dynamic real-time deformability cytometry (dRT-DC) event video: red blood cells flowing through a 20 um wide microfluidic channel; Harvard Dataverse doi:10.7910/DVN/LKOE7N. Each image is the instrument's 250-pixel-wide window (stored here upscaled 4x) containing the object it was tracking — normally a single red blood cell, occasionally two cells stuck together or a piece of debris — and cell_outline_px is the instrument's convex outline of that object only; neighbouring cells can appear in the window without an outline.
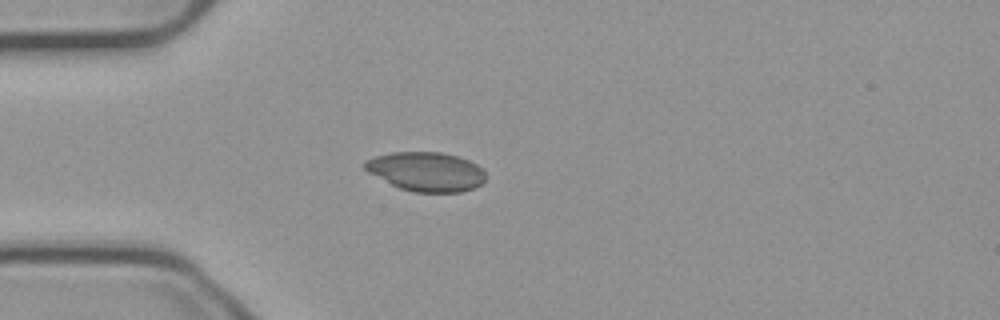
{"species": "common noctule bat (a hibernating species)", "species_latin": "Nyctalus noctula", "temperature_condition": "cold", "stored_images_in_passage": 41, "camera_frame_rate_fps": 3000, "um_per_image_px": 0.085, "animal": {"sex": "male", "body_mass_g": 23.1, "forearm_length_mm": 52.7}, "frame": {"image": 1, "passage_image": 1, "time_ms": 0.0, "image_size_px": [1000, 320], "cell_outline_px": [[484, 180], [476, 188], [460, 192], [412, 192], [400, 188], [368, 172], [364, 168], [364, 160], [376, 156], [392, 152], [444, 152], [468, 160], [484, 168]], "centroid_in_image_um": [36.24, 14.58], "position_along_channel_um": 48.8, "area_um2": 27.57}}
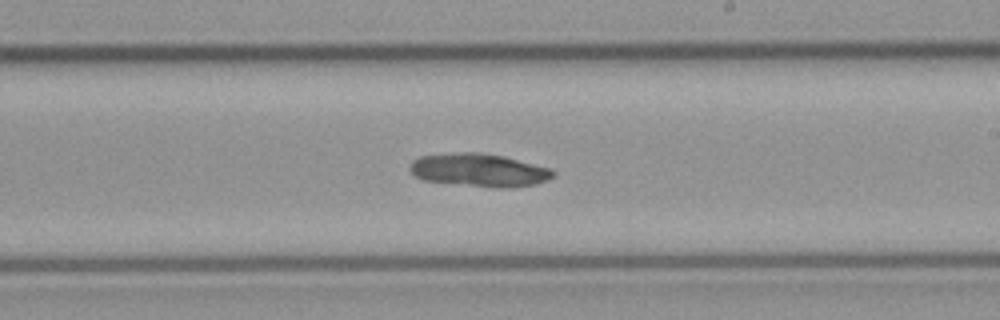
{"frame": {"image": 2, "passage_image": 18, "time_ms": 5.667, "image_size_px": [1000, 320], "cell_outline_px": [[556, 176], [548, 180], [536, 184], [512, 188], [496, 188], [424, 180], [416, 176], [408, 168], [412, 160], [420, 156], [460, 152], [480, 152], [504, 156], [552, 168], [556, 172]], "centroid_in_image_um": [40.79, 14.46], "position_along_channel_um": 248.2, "area_um2": 27.86}}
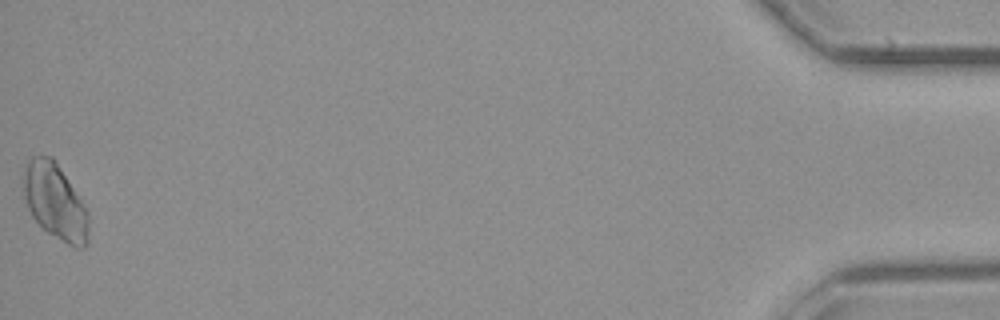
{"frame": {"image": 3, "passage_image": 41, "time_ms": 13.333, "image_size_px": [1000, 320], "cell_outline_px": [[88, 244], [84, 248], [76, 248], [68, 244], [48, 232], [32, 216], [28, 208], [24, 196], [20, 176], [28, 160], [32, 156], [52, 156], [56, 160], [88, 212]], "centroid_in_image_um": [4.65, 17.1], "position_along_channel_um": 430.5, "area_um2": 28.9}}